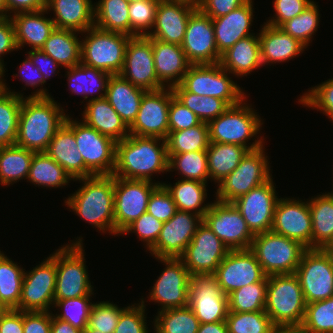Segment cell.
Returning <instances> with one entry per match:
<instances>
[{
	"mask_svg": "<svg viewBox=\"0 0 333 333\" xmlns=\"http://www.w3.org/2000/svg\"><path fill=\"white\" fill-rule=\"evenodd\" d=\"M248 151L241 145L210 143L206 150L209 179L219 184L238 167Z\"/></svg>",
	"mask_w": 333,
	"mask_h": 333,
	"instance_id": "obj_39",
	"label": "cell"
},
{
	"mask_svg": "<svg viewBox=\"0 0 333 333\" xmlns=\"http://www.w3.org/2000/svg\"><path fill=\"white\" fill-rule=\"evenodd\" d=\"M264 148L265 145L248 151L238 167L217 184V192L215 193L217 201L232 203L238 197L247 194L251 189L267 182L272 177L271 166Z\"/></svg>",
	"mask_w": 333,
	"mask_h": 333,
	"instance_id": "obj_10",
	"label": "cell"
},
{
	"mask_svg": "<svg viewBox=\"0 0 333 333\" xmlns=\"http://www.w3.org/2000/svg\"><path fill=\"white\" fill-rule=\"evenodd\" d=\"M306 309L295 273L267 276L265 312L275 327L301 326Z\"/></svg>",
	"mask_w": 333,
	"mask_h": 333,
	"instance_id": "obj_5",
	"label": "cell"
},
{
	"mask_svg": "<svg viewBox=\"0 0 333 333\" xmlns=\"http://www.w3.org/2000/svg\"><path fill=\"white\" fill-rule=\"evenodd\" d=\"M163 182L124 179L114 176V221L115 235L147 212V205L153 190Z\"/></svg>",
	"mask_w": 333,
	"mask_h": 333,
	"instance_id": "obj_13",
	"label": "cell"
},
{
	"mask_svg": "<svg viewBox=\"0 0 333 333\" xmlns=\"http://www.w3.org/2000/svg\"><path fill=\"white\" fill-rule=\"evenodd\" d=\"M160 0H145L129 4L130 36H148L153 29Z\"/></svg>",
	"mask_w": 333,
	"mask_h": 333,
	"instance_id": "obj_55",
	"label": "cell"
},
{
	"mask_svg": "<svg viewBox=\"0 0 333 333\" xmlns=\"http://www.w3.org/2000/svg\"><path fill=\"white\" fill-rule=\"evenodd\" d=\"M92 0H49L47 11H53L51 18L58 29L83 33L94 26V6Z\"/></svg>",
	"mask_w": 333,
	"mask_h": 333,
	"instance_id": "obj_32",
	"label": "cell"
},
{
	"mask_svg": "<svg viewBox=\"0 0 333 333\" xmlns=\"http://www.w3.org/2000/svg\"><path fill=\"white\" fill-rule=\"evenodd\" d=\"M27 181L42 187L59 188L73 179L45 152H35L31 161Z\"/></svg>",
	"mask_w": 333,
	"mask_h": 333,
	"instance_id": "obj_43",
	"label": "cell"
},
{
	"mask_svg": "<svg viewBox=\"0 0 333 333\" xmlns=\"http://www.w3.org/2000/svg\"><path fill=\"white\" fill-rule=\"evenodd\" d=\"M195 9L183 3L160 0L153 29L147 37L181 46L188 19Z\"/></svg>",
	"mask_w": 333,
	"mask_h": 333,
	"instance_id": "obj_26",
	"label": "cell"
},
{
	"mask_svg": "<svg viewBox=\"0 0 333 333\" xmlns=\"http://www.w3.org/2000/svg\"><path fill=\"white\" fill-rule=\"evenodd\" d=\"M72 119L68 114L64 123L74 132L77 149L85 166L94 175H112L115 169L116 142L82 120Z\"/></svg>",
	"mask_w": 333,
	"mask_h": 333,
	"instance_id": "obj_12",
	"label": "cell"
},
{
	"mask_svg": "<svg viewBox=\"0 0 333 333\" xmlns=\"http://www.w3.org/2000/svg\"><path fill=\"white\" fill-rule=\"evenodd\" d=\"M176 205L170 192L164 185H158L151 193L147 212L162 222L168 221L175 215Z\"/></svg>",
	"mask_w": 333,
	"mask_h": 333,
	"instance_id": "obj_60",
	"label": "cell"
},
{
	"mask_svg": "<svg viewBox=\"0 0 333 333\" xmlns=\"http://www.w3.org/2000/svg\"><path fill=\"white\" fill-rule=\"evenodd\" d=\"M2 150H3V146L0 145V156H1Z\"/></svg>",
	"mask_w": 333,
	"mask_h": 333,
	"instance_id": "obj_80",
	"label": "cell"
},
{
	"mask_svg": "<svg viewBox=\"0 0 333 333\" xmlns=\"http://www.w3.org/2000/svg\"><path fill=\"white\" fill-rule=\"evenodd\" d=\"M34 151L15 145L3 147L0 156V184L9 186L27 179Z\"/></svg>",
	"mask_w": 333,
	"mask_h": 333,
	"instance_id": "obj_42",
	"label": "cell"
},
{
	"mask_svg": "<svg viewBox=\"0 0 333 333\" xmlns=\"http://www.w3.org/2000/svg\"><path fill=\"white\" fill-rule=\"evenodd\" d=\"M169 131H179L199 125L202 121L174 96L169 104Z\"/></svg>",
	"mask_w": 333,
	"mask_h": 333,
	"instance_id": "obj_62",
	"label": "cell"
},
{
	"mask_svg": "<svg viewBox=\"0 0 333 333\" xmlns=\"http://www.w3.org/2000/svg\"><path fill=\"white\" fill-rule=\"evenodd\" d=\"M308 201L312 216V248L329 249L333 245V193H322Z\"/></svg>",
	"mask_w": 333,
	"mask_h": 333,
	"instance_id": "obj_37",
	"label": "cell"
},
{
	"mask_svg": "<svg viewBox=\"0 0 333 333\" xmlns=\"http://www.w3.org/2000/svg\"><path fill=\"white\" fill-rule=\"evenodd\" d=\"M0 17H7V8L5 0H0Z\"/></svg>",
	"mask_w": 333,
	"mask_h": 333,
	"instance_id": "obj_74",
	"label": "cell"
},
{
	"mask_svg": "<svg viewBox=\"0 0 333 333\" xmlns=\"http://www.w3.org/2000/svg\"><path fill=\"white\" fill-rule=\"evenodd\" d=\"M5 85L6 92L0 96V145H15L20 107L24 94L9 90ZM12 91V92H11Z\"/></svg>",
	"mask_w": 333,
	"mask_h": 333,
	"instance_id": "obj_45",
	"label": "cell"
},
{
	"mask_svg": "<svg viewBox=\"0 0 333 333\" xmlns=\"http://www.w3.org/2000/svg\"><path fill=\"white\" fill-rule=\"evenodd\" d=\"M126 307L120 308L109 301L94 302L88 326L100 330L102 333H114L119 317Z\"/></svg>",
	"mask_w": 333,
	"mask_h": 333,
	"instance_id": "obj_57",
	"label": "cell"
},
{
	"mask_svg": "<svg viewBox=\"0 0 333 333\" xmlns=\"http://www.w3.org/2000/svg\"><path fill=\"white\" fill-rule=\"evenodd\" d=\"M7 17L20 12H35L46 8L43 0H5Z\"/></svg>",
	"mask_w": 333,
	"mask_h": 333,
	"instance_id": "obj_69",
	"label": "cell"
},
{
	"mask_svg": "<svg viewBox=\"0 0 333 333\" xmlns=\"http://www.w3.org/2000/svg\"><path fill=\"white\" fill-rule=\"evenodd\" d=\"M267 276L261 281L243 286L228 295L229 311L257 312L265 310Z\"/></svg>",
	"mask_w": 333,
	"mask_h": 333,
	"instance_id": "obj_50",
	"label": "cell"
},
{
	"mask_svg": "<svg viewBox=\"0 0 333 333\" xmlns=\"http://www.w3.org/2000/svg\"><path fill=\"white\" fill-rule=\"evenodd\" d=\"M67 70L65 77L73 94L83 96L86 102L105 98L110 74L82 63Z\"/></svg>",
	"mask_w": 333,
	"mask_h": 333,
	"instance_id": "obj_36",
	"label": "cell"
},
{
	"mask_svg": "<svg viewBox=\"0 0 333 333\" xmlns=\"http://www.w3.org/2000/svg\"><path fill=\"white\" fill-rule=\"evenodd\" d=\"M72 244L59 247L50 257L56 262V287L54 300H65L94 294L86 268L82 237Z\"/></svg>",
	"mask_w": 333,
	"mask_h": 333,
	"instance_id": "obj_6",
	"label": "cell"
},
{
	"mask_svg": "<svg viewBox=\"0 0 333 333\" xmlns=\"http://www.w3.org/2000/svg\"><path fill=\"white\" fill-rule=\"evenodd\" d=\"M24 270L0 251V302L6 309L19 310Z\"/></svg>",
	"mask_w": 333,
	"mask_h": 333,
	"instance_id": "obj_44",
	"label": "cell"
},
{
	"mask_svg": "<svg viewBox=\"0 0 333 333\" xmlns=\"http://www.w3.org/2000/svg\"><path fill=\"white\" fill-rule=\"evenodd\" d=\"M166 267L149 292L150 301L161 305L158 312L188 306L191 274L180 258H156Z\"/></svg>",
	"mask_w": 333,
	"mask_h": 333,
	"instance_id": "obj_15",
	"label": "cell"
},
{
	"mask_svg": "<svg viewBox=\"0 0 333 333\" xmlns=\"http://www.w3.org/2000/svg\"><path fill=\"white\" fill-rule=\"evenodd\" d=\"M312 2V0H274L275 15L265 23L280 27L286 21L302 13Z\"/></svg>",
	"mask_w": 333,
	"mask_h": 333,
	"instance_id": "obj_61",
	"label": "cell"
},
{
	"mask_svg": "<svg viewBox=\"0 0 333 333\" xmlns=\"http://www.w3.org/2000/svg\"><path fill=\"white\" fill-rule=\"evenodd\" d=\"M273 232L312 248V216L309 201L279 198L274 209Z\"/></svg>",
	"mask_w": 333,
	"mask_h": 333,
	"instance_id": "obj_24",
	"label": "cell"
},
{
	"mask_svg": "<svg viewBox=\"0 0 333 333\" xmlns=\"http://www.w3.org/2000/svg\"><path fill=\"white\" fill-rule=\"evenodd\" d=\"M309 89L297 99L298 103L308 108L320 110L333 123V78Z\"/></svg>",
	"mask_w": 333,
	"mask_h": 333,
	"instance_id": "obj_56",
	"label": "cell"
},
{
	"mask_svg": "<svg viewBox=\"0 0 333 333\" xmlns=\"http://www.w3.org/2000/svg\"><path fill=\"white\" fill-rule=\"evenodd\" d=\"M174 97L202 121L208 123L220 116L229 106L221 99L186 91L180 84L171 88Z\"/></svg>",
	"mask_w": 333,
	"mask_h": 333,
	"instance_id": "obj_48",
	"label": "cell"
},
{
	"mask_svg": "<svg viewBox=\"0 0 333 333\" xmlns=\"http://www.w3.org/2000/svg\"><path fill=\"white\" fill-rule=\"evenodd\" d=\"M256 35V36H255ZM238 40L221 54L219 64L234 76H247L262 65L258 33Z\"/></svg>",
	"mask_w": 333,
	"mask_h": 333,
	"instance_id": "obj_34",
	"label": "cell"
},
{
	"mask_svg": "<svg viewBox=\"0 0 333 333\" xmlns=\"http://www.w3.org/2000/svg\"><path fill=\"white\" fill-rule=\"evenodd\" d=\"M167 154L206 151L209 147V128L206 122L179 131H169L166 138Z\"/></svg>",
	"mask_w": 333,
	"mask_h": 333,
	"instance_id": "obj_46",
	"label": "cell"
},
{
	"mask_svg": "<svg viewBox=\"0 0 333 333\" xmlns=\"http://www.w3.org/2000/svg\"><path fill=\"white\" fill-rule=\"evenodd\" d=\"M128 305L121 313L114 333H148L145 301Z\"/></svg>",
	"mask_w": 333,
	"mask_h": 333,
	"instance_id": "obj_58",
	"label": "cell"
},
{
	"mask_svg": "<svg viewBox=\"0 0 333 333\" xmlns=\"http://www.w3.org/2000/svg\"><path fill=\"white\" fill-rule=\"evenodd\" d=\"M163 222L155 218L148 212L143 213L138 219L129 224L120 235L136 233L142 242L145 243V248L149 250L157 241Z\"/></svg>",
	"mask_w": 333,
	"mask_h": 333,
	"instance_id": "obj_59",
	"label": "cell"
},
{
	"mask_svg": "<svg viewBox=\"0 0 333 333\" xmlns=\"http://www.w3.org/2000/svg\"><path fill=\"white\" fill-rule=\"evenodd\" d=\"M259 31L261 61L264 66L289 61L307 48L280 27L264 23Z\"/></svg>",
	"mask_w": 333,
	"mask_h": 333,
	"instance_id": "obj_30",
	"label": "cell"
},
{
	"mask_svg": "<svg viewBox=\"0 0 333 333\" xmlns=\"http://www.w3.org/2000/svg\"><path fill=\"white\" fill-rule=\"evenodd\" d=\"M271 333H305L300 326L274 327Z\"/></svg>",
	"mask_w": 333,
	"mask_h": 333,
	"instance_id": "obj_72",
	"label": "cell"
},
{
	"mask_svg": "<svg viewBox=\"0 0 333 333\" xmlns=\"http://www.w3.org/2000/svg\"><path fill=\"white\" fill-rule=\"evenodd\" d=\"M188 306L200 324L226 321L229 311L228 296L219 286L214 273L191 275Z\"/></svg>",
	"mask_w": 333,
	"mask_h": 333,
	"instance_id": "obj_14",
	"label": "cell"
},
{
	"mask_svg": "<svg viewBox=\"0 0 333 333\" xmlns=\"http://www.w3.org/2000/svg\"><path fill=\"white\" fill-rule=\"evenodd\" d=\"M181 47L192 65L220 62L221 54L217 50L212 19L199 8L188 19Z\"/></svg>",
	"mask_w": 333,
	"mask_h": 333,
	"instance_id": "obj_22",
	"label": "cell"
},
{
	"mask_svg": "<svg viewBox=\"0 0 333 333\" xmlns=\"http://www.w3.org/2000/svg\"><path fill=\"white\" fill-rule=\"evenodd\" d=\"M56 262L49 256L43 262L24 272L19 310L51 311L56 287Z\"/></svg>",
	"mask_w": 333,
	"mask_h": 333,
	"instance_id": "obj_18",
	"label": "cell"
},
{
	"mask_svg": "<svg viewBox=\"0 0 333 333\" xmlns=\"http://www.w3.org/2000/svg\"><path fill=\"white\" fill-rule=\"evenodd\" d=\"M253 0H248L230 13L211 18L217 50L220 54L232 47L238 40L255 33L250 32L253 24Z\"/></svg>",
	"mask_w": 333,
	"mask_h": 333,
	"instance_id": "obj_27",
	"label": "cell"
},
{
	"mask_svg": "<svg viewBox=\"0 0 333 333\" xmlns=\"http://www.w3.org/2000/svg\"><path fill=\"white\" fill-rule=\"evenodd\" d=\"M160 172H168L166 140L130 134L116 142L113 176L153 182V174Z\"/></svg>",
	"mask_w": 333,
	"mask_h": 333,
	"instance_id": "obj_2",
	"label": "cell"
},
{
	"mask_svg": "<svg viewBox=\"0 0 333 333\" xmlns=\"http://www.w3.org/2000/svg\"><path fill=\"white\" fill-rule=\"evenodd\" d=\"M74 180L93 176L77 149L74 132L64 123L54 134L45 151Z\"/></svg>",
	"mask_w": 333,
	"mask_h": 333,
	"instance_id": "obj_28",
	"label": "cell"
},
{
	"mask_svg": "<svg viewBox=\"0 0 333 333\" xmlns=\"http://www.w3.org/2000/svg\"><path fill=\"white\" fill-rule=\"evenodd\" d=\"M92 296H81L65 300H54V306L61 312L54 314L55 318L67 321L72 326L83 331L88 326L89 315L93 306Z\"/></svg>",
	"mask_w": 333,
	"mask_h": 333,
	"instance_id": "obj_54",
	"label": "cell"
},
{
	"mask_svg": "<svg viewBox=\"0 0 333 333\" xmlns=\"http://www.w3.org/2000/svg\"><path fill=\"white\" fill-rule=\"evenodd\" d=\"M52 311H23V333H51Z\"/></svg>",
	"mask_w": 333,
	"mask_h": 333,
	"instance_id": "obj_63",
	"label": "cell"
},
{
	"mask_svg": "<svg viewBox=\"0 0 333 333\" xmlns=\"http://www.w3.org/2000/svg\"><path fill=\"white\" fill-rule=\"evenodd\" d=\"M173 96L172 89L168 87L146 91L137 116L129 126V134L166 140L169 134V104Z\"/></svg>",
	"mask_w": 333,
	"mask_h": 333,
	"instance_id": "obj_17",
	"label": "cell"
},
{
	"mask_svg": "<svg viewBox=\"0 0 333 333\" xmlns=\"http://www.w3.org/2000/svg\"><path fill=\"white\" fill-rule=\"evenodd\" d=\"M197 333H228L226 321L200 324Z\"/></svg>",
	"mask_w": 333,
	"mask_h": 333,
	"instance_id": "obj_71",
	"label": "cell"
},
{
	"mask_svg": "<svg viewBox=\"0 0 333 333\" xmlns=\"http://www.w3.org/2000/svg\"><path fill=\"white\" fill-rule=\"evenodd\" d=\"M306 304L333 296V252L308 248L296 269Z\"/></svg>",
	"mask_w": 333,
	"mask_h": 333,
	"instance_id": "obj_11",
	"label": "cell"
},
{
	"mask_svg": "<svg viewBox=\"0 0 333 333\" xmlns=\"http://www.w3.org/2000/svg\"><path fill=\"white\" fill-rule=\"evenodd\" d=\"M120 75L145 91L164 88L155 72L152 38L135 36L129 39Z\"/></svg>",
	"mask_w": 333,
	"mask_h": 333,
	"instance_id": "obj_21",
	"label": "cell"
},
{
	"mask_svg": "<svg viewBox=\"0 0 333 333\" xmlns=\"http://www.w3.org/2000/svg\"><path fill=\"white\" fill-rule=\"evenodd\" d=\"M231 78L219 63L198 64L189 67L180 85L188 92L216 97L232 106L238 104L246 94Z\"/></svg>",
	"mask_w": 333,
	"mask_h": 333,
	"instance_id": "obj_9",
	"label": "cell"
},
{
	"mask_svg": "<svg viewBox=\"0 0 333 333\" xmlns=\"http://www.w3.org/2000/svg\"><path fill=\"white\" fill-rule=\"evenodd\" d=\"M18 49L15 28L10 17H0V65L5 68L3 56Z\"/></svg>",
	"mask_w": 333,
	"mask_h": 333,
	"instance_id": "obj_64",
	"label": "cell"
},
{
	"mask_svg": "<svg viewBox=\"0 0 333 333\" xmlns=\"http://www.w3.org/2000/svg\"><path fill=\"white\" fill-rule=\"evenodd\" d=\"M279 197L273 178L251 189L232 203L241 212L250 231L256 235L272 229L274 209Z\"/></svg>",
	"mask_w": 333,
	"mask_h": 333,
	"instance_id": "obj_23",
	"label": "cell"
},
{
	"mask_svg": "<svg viewBox=\"0 0 333 333\" xmlns=\"http://www.w3.org/2000/svg\"><path fill=\"white\" fill-rule=\"evenodd\" d=\"M82 121L100 134L112 138L115 142L129 136V127L111 106L106 98L86 102Z\"/></svg>",
	"mask_w": 333,
	"mask_h": 333,
	"instance_id": "obj_33",
	"label": "cell"
},
{
	"mask_svg": "<svg viewBox=\"0 0 333 333\" xmlns=\"http://www.w3.org/2000/svg\"><path fill=\"white\" fill-rule=\"evenodd\" d=\"M81 333H102L100 330L90 328L87 326Z\"/></svg>",
	"mask_w": 333,
	"mask_h": 333,
	"instance_id": "obj_75",
	"label": "cell"
},
{
	"mask_svg": "<svg viewBox=\"0 0 333 333\" xmlns=\"http://www.w3.org/2000/svg\"><path fill=\"white\" fill-rule=\"evenodd\" d=\"M225 295L256 282L267 275L250 249L230 250L214 273Z\"/></svg>",
	"mask_w": 333,
	"mask_h": 333,
	"instance_id": "obj_25",
	"label": "cell"
},
{
	"mask_svg": "<svg viewBox=\"0 0 333 333\" xmlns=\"http://www.w3.org/2000/svg\"><path fill=\"white\" fill-rule=\"evenodd\" d=\"M0 333H23V311L6 309L0 315Z\"/></svg>",
	"mask_w": 333,
	"mask_h": 333,
	"instance_id": "obj_68",
	"label": "cell"
},
{
	"mask_svg": "<svg viewBox=\"0 0 333 333\" xmlns=\"http://www.w3.org/2000/svg\"><path fill=\"white\" fill-rule=\"evenodd\" d=\"M44 13H48L46 8L35 12H20L11 15L18 50L25 44L32 50H38L44 46L56 28L51 16L48 18L44 16Z\"/></svg>",
	"mask_w": 333,
	"mask_h": 333,
	"instance_id": "obj_31",
	"label": "cell"
},
{
	"mask_svg": "<svg viewBox=\"0 0 333 333\" xmlns=\"http://www.w3.org/2000/svg\"><path fill=\"white\" fill-rule=\"evenodd\" d=\"M202 222L198 214L177 210L163 222L156 243L148 251L154 258H180Z\"/></svg>",
	"mask_w": 333,
	"mask_h": 333,
	"instance_id": "obj_20",
	"label": "cell"
},
{
	"mask_svg": "<svg viewBox=\"0 0 333 333\" xmlns=\"http://www.w3.org/2000/svg\"><path fill=\"white\" fill-rule=\"evenodd\" d=\"M152 48L158 81L168 88L179 85L192 65L182 47L152 38Z\"/></svg>",
	"mask_w": 333,
	"mask_h": 333,
	"instance_id": "obj_29",
	"label": "cell"
},
{
	"mask_svg": "<svg viewBox=\"0 0 333 333\" xmlns=\"http://www.w3.org/2000/svg\"><path fill=\"white\" fill-rule=\"evenodd\" d=\"M129 4L126 0H99L94 6V26L130 36Z\"/></svg>",
	"mask_w": 333,
	"mask_h": 333,
	"instance_id": "obj_41",
	"label": "cell"
},
{
	"mask_svg": "<svg viewBox=\"0 0 333 333\" xmlns=\"http://www.w3.org/2000/svg\"><path fill=\"white\" fill-rule=\"evenodd\" d=\"M27 56L31 59L32 63L39 69L40 73L44 76L45 81L48 78L53 77L55 74H59V64L44 53L41 49L30 50L27 52ZM57 72V73H56Z\"/></svg>",
	"mask_w": 333,
	"mask_h": 333,
	"instance_id": "obj_66",
	"label": "cell"
},
{
	"mask_svg": "<svg viewBox=\"0 0 333 333\" xmlns=\"http://www.w3.org/2000/svg\"><path fill=\"white\" fill-rule=\"evenodd\" d=\"M67 114L44 87L22 98L15 144L34 152H45Z\"/></svg>",
	"mask_w": 333,
	"mask_h": 333,
	"instance_id": "obj_1",
	"label": "cell"
},
{
	"mask_svg": "<svg viewBox=\"0 0 333 333\" xmlns=\"http://www.w3.org/2000/svg\"><path fill=\"white\" fill-rule=\"evenodd\" d=\"M51 333H81V330L67 321L55 318L52 313Z\"/></svg>",
	"mask_w": 333,
	"mask_h": 333,
	"instance_id": "obj_70",
	"label": "cell"
},
{
	"mask_svg": "<svg viewBox=\"0 0 333 333\" xmlns=\"http://www.w3.org/2000/svg\"><path fill=\"white\" fill-rule=\"evenodd\" d=\"M228 247L203 221L180 257L190 274L215 273Z\"/></svg>",
	"mask_w": 333,
	"mask_h": 333,
	"instance_id": "obj_19",
	"label": "cell"
},
{
	"mask_svg": "<svg viewBox=\"0 0 333 333\" xmlns=\"http://www.w3.org/2000/svg\"><path fill=\"white\" fill-rule=\"evenodd\" d=\"M248 0H203L199 9L211 18H217L239 8Z\"/></svg>",
	"mask_w": 333,
	"mask_h": 333,
	"instance_id": "obj_65",
	"label": "cell"
},
{
	"mask_svg": "<svg viewBox=\"0 0 333 333\" xmlns=\"http://www.w3.org/2000/svg\"><path fill=\"white\" fill-rule=\"evenodd\" d=\"M128 3L138 2V1H145V0H126Z\"/></svg>",
	"mask_w": 333,
	"mask_h": 333,
	"instance_id": "obj_79",
	"label": "cell"
},
{
	"mask_svg": "<svg viewBox=\"0 0 333 333\" xmlns=\"http://www.w3.org/2000/svg\"><path fill=\"white\" fill-rule=\"evenodd\" d=\"M206 184L188 179L178 180L174 186L170 183H163L170 192L177 210L191 212L202 217H204L211 205V203L205 204V199L207 198Z\"/></svg>",
	"mask_w": 333,
	"mask_h": 333,
	"instance_id": "obj_40",
	"label": "cell"
},
{
	"mask_svg": "<svg viewBox=\"0 0 333 333\" xmlns=\"http://www.w3.org/2000/svg\"><path fill=\"white\" fill-rule=\"evenodd\" d=\"M246 98L247 96L238 104L229 106L220 116L207 123L210 143L241 145L249 151L265 145L264 136H257L263 120L251 105L246 103ZM252 137H257V140L250 144L248 141Z\"/></svg>",
	"mask_w": 333,
	"mask_h": 333,
	"instance_id": "obj_4",
	"label": "cell"
},
{
	"mask_svg": "<svg viewBox=\"0 0 333 333\" xmlns=\"http://www.w3.org/2000/svg\"><path fill=\"white\" fill-rule=\"evenodd\" d=\"M145 92L120 74H115L108 80L105 98L129 127L137 116Z\"/></svg>",
	"mask_w": 333,
	"mask_h": 333,
	"instance_id": "obj_35",
	"label": "cell"
},
{
	"mask_svg": "<svg viewBox=\"0 0 333 333\" xmlns=\"http://www.w3.org/2000/svg\"><path fill=\"white\" fill-rule=\"evenodd\" d=\"M26 60L20 64L18 73L13 74L15 77H20L26 86L41 87L46 83L44 76L40 73L39 69L32 63L31 59L26 56Z\"/></svg>",
	"mask_w": 333,
	"mask_h": 333,
	"instance_id": "obj_67",
	"label": "cell"
},
{
	"mask_svg": "<svg viewBox=\"0 0 333 333\" xmlns=\"http://www.w3.org/2000/svg\"><path fill=\"white\" fill-rule=\"evenodd\" d=\"M165 1L183 3L198 9L201 6L203 0H165Z\"/></svg>",
	"mask_w": 333,
	"mask_h": 333,
	"instance_id": "obj_73",
	"label": "cell"
},
{
	"mask_svg": "<svg viewBox=\"0 0 333 333\" xmlns=\"http://www.w3.org/2000/svg\"><path fill=\"white\" fill-rule=\"evenodd\" d=\"M228 333H271L274 325L265 310L257 312H231L226 318Z\"/></svg>",
	"mask_w": 333,
	"mask_h": 333,
	"instance_id": "obj_53",
	"label": "cell"
},
{
	"mask_svg": "<svg viewBox=\"0 0 333 333\" xmlns=\"http://www.w3.org/2000/svg\"><path fill=\"white\" fill-rule=\"evenodd\" d=\"M81 35H84L81 41V63L110 75L120 74L124 66L126 46L131 36L104 31L95 26Z\"/></svg>",
	"mask_w": 333,
	"mask_h": 333,
	"instance_id": "obj_7",
	"label": "cell"
},
{
	"mask_svg": "<svg viewBox=\"0 0 333 333\" xmlns=\"http://www.w3.org/2000/svg\"><path fill=\"white\" fill-rule=\"evenodd\" d=\"M203 221L229 250L250 249L255 235L233 203L214 200Z\"/></svg>",
	"mask_w": 333,
	"mask_h": 333,
	"instance_id": "obj_16",
	"label": "cell"
},
{
	"mask_svg": "<svg viewBox=\"0 0 333 333\" xmlns=\"http://www.w3.org/2000/svg\"><path fill=\"white\" fill-rule=\"evenodd\" d=\"M4 72H6L5 69L0 65V79H3V78H4V76H5V75H4V74H5Z\"/></svg>",
	"mask_w": 333,
	"mask_h": 333,
	"instance_id": "obj_77",
	"label": "cell"
},
{
	"mask_svg": "<svg viewBox=\"0 0 333 333\" xmlns=\"http://www.w3.org/2000/svg\"><path fill=\"white\" fill-rule=\"evenodd\" d=\"M4 81H5L4 79H0V96L6 92L5 90L6 82L4 83Z\"/></svg>",
	"mask_w": 333,
	"mask_h": 333,
	"instance_id": "obj_76",
	"label": "cell"
},
{
	"mask_svg": "<svg viewBox=\"0 0 333 333\" xmlns=\"http://www.w3.org/2000/svg\"><path fill=\"white\" fill-rule=\"evenodd\" d=\"M6 310L4 305L0 302V315Z\"/></svg>",
	"mask_w": 333,
	"mask_h": 333,
	"instance_id": "obj_78",
	"label": "cell"
},
{
	"mask_svg": "<svg viewBox=\"0 0 333 333\" xmlns=\"http://www.w3.org/2000/svg\"><path fill=\"white\" fill-rule=\"evenodd\" d=\"M300 327L305 333H333V296L306 304Z\"/></svg>",
	"mask_w": 333,
	"mask_h": 333,
	"instance_id": "obj_52",
	"label": "cell"
},
{
	"mask_svg": "<svg viewBox=\"0 0 333 333\" xmlns=\"http://www.w3.org/2000/svg\"><path fill=\"white\" fill-rule=\"evenodd\" d=\"M168 155V172L176 170L181 179L207 183L209 179L206 151L186 152Z\"/></svg>",
	"mask_w": 333,
	"mask_h": 333,
	"instance_id": "obj_49",
	"label": "cell"
},
{
	"mask_svg": "<svg viewBox=\"0 0 333 333\" xmlns=\"http://www.w3.org/2000/svg\"><path fill=\"white\" fill-rule=\"evenodd\" d=\"M79 32L55 28L41 50L61 67L71 68L81 63Z\"/></svg>",
	"mask_w": 333,
	"mask_h": 333,
	"instance_id": "obj_38",
	"label": "cell"
},
{
	"mask_svg": "<svg viewBox=\"0 0 333 333\" xmlns=\"http://www.w3.org/2000/svg\"><path fill=\"white\" fill-rule=\"evenodd\" d=\"M153 319V333H197L200 322L189 306L167 309Z\"/></svg>",
	"mask_w": 333,
	"mask_h": 333,
	"instance_id": "obj_47",
	"label": "cell"
},
{
	"mask_svg": "<svg viewBox=\"0 0 333 333\" xmlns=\"http://www.w3.org/2000/svg\"><path fill=\"white\" fill-rule=\"evenodd\" d=\"M313 2L299 15L283 23L280 28L306 47L312 42V37L318 30L320 22L319 6Z\"/></svg>",
	"mask_w": 333,
	"mask_h": 333,
	"instance_id": "obj_51",
	"label": "cell"
},
{
	"mask_svg": "<svg viewBox=\"0 0 333 333\" xmlns=\"http://www.w3.org/2000/svg\"><path fill=\"white\" fill-rule=\"evenodd\" d=\"M306 249L300 242L272 230L256 234L250 247L267 276L295 273Z\"/></svg>",
	"mask_w": 333,
	"mask_h": 333,
	"instance_id": "obj_8",
	"label": "cell"
},
{
	"mask_svg": "<svg viewBox=\"0 0 333 333\" xmlns=\"http://www.w3.org/2000/svg\"><path fill=\"white\" fill-rule=\"evenodd\" d=\"M77 180L83 184L65 200L67 208L100 232L109 231L115 236L114 176L93 175Z\"/></svg>",
	"mask_w": 333,
	"mask_h": 333,
	"instance_id": "obj_3",
	"label": "cell"
}]
</instances>
